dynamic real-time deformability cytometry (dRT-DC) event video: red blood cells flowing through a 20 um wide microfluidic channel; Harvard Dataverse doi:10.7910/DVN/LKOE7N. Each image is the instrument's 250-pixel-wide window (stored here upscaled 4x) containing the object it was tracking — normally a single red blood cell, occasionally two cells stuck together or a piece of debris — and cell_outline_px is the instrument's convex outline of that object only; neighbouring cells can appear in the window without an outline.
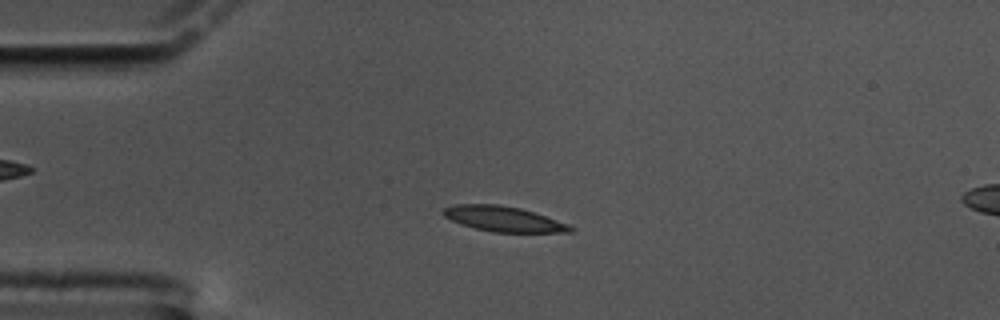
{"species": "common noctule bat (a hibernating species)", "species_latin": "Nyctalus noctula", "temperature_condition": "cold", "stored_images_in_passage": 59, "camera_frame_rate_fps": 3000, "um_per_image_px": 0.085, "animal": {"sex": "male", "body_mass_g": 17.5, "forearm_length_mm": 52.3}, "frame": {"image": 1, "passage_image": 14, "time_ms": 4.333, "image_size_px": [1000, 320], "cell_outline_px": [[576, 228], [572, 232], [492, 232], [460, 224], [444, 216], [440, 212], [444, 208], [456, 204], [500, 204], [520, 208], [568, 224]], "centroid_in_image_um": [42.77, 18.61], "position_along_channel_um": 42.2, "area_um2": 18.55}}
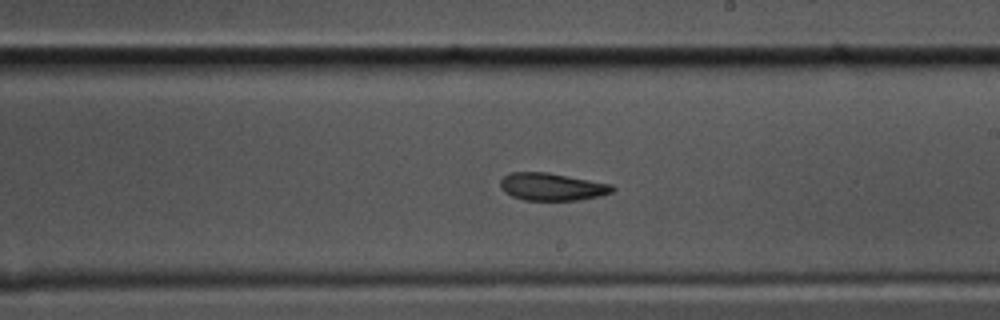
{"frame": {"image": 2, "passage_image": 34, "time_ms": 11.0, "image_size_px": [1000, 320], "cell_outline_px": [[616, 188], [612, 192], [600, 196], [580, 200], [524, 200], [512, 196], [504, 192], [500, 188], [500, 180], [504, 176], [512, 172], [548, 172], [612, 184]], "centroid_in_image_um": [46.92, 15.87], "position_along_channel_um": 242.1, "area_um2": 18.09}}
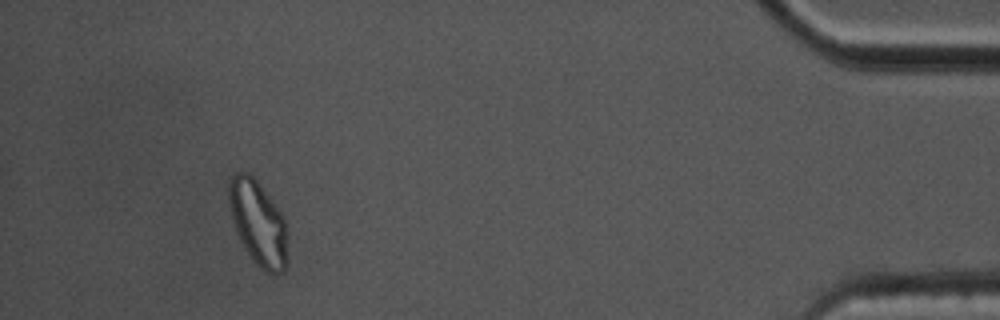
{"frame": {"image": 3, "passage_image": 55, "time_ms": 18.0, "image_size_px": [1000, 320], "cell_outline_px": [[288, 264], [280, 272], [264, 272], [252, 260], [240, 240], [236, 232], [232, 220], [228, 204], [228, 180], [232, 172], [248, 172], [256, 180], [280, 212], [284, 220], [288, 232]], "centroid_in_image_um": [21.92, 18.95], "position_along_channel_um": 413.3, "area_um2": 29.25}, "authors_computed_cell_mechanics": {"area_um2": 18.6694, "velocity_mm_per_s": 3.345, "shape_relaxation_time_tau1_ms": 6.4867, "shape_relaxation_time_tau2_ms": 3.4466, "deformation_change_tau1": 0.1492, "deformation_change_tau2": 0.0933}}